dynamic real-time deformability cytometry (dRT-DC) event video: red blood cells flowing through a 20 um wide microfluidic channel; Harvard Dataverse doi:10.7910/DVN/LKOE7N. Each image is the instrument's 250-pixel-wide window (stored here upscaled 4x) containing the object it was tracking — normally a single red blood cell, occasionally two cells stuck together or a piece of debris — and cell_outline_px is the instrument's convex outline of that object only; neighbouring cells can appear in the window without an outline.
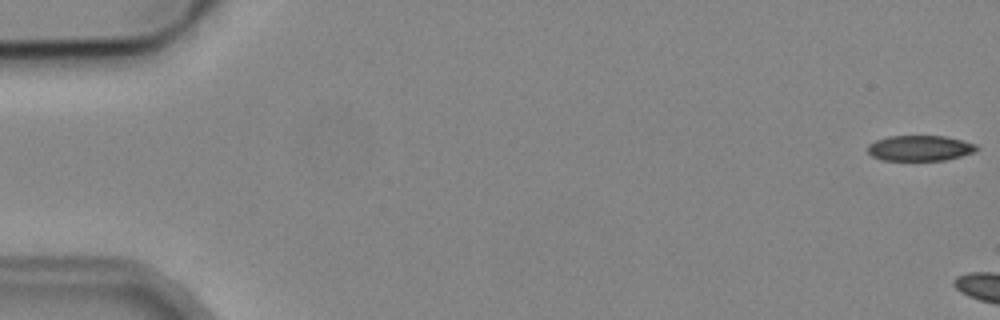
{"species": "common noctule bat (a hibernating species)", "species_latin": "Nyctalus noctula", "temperature_condition": "cold", "stored_images_in_passage": 9, "camera_frame_rate_fps": 3000, "um_per_image_px": 0.085, "animal": {"sex": "male", "body_mass_g": 19.2, "forearm_length_mm": 51.8}, "frame": {"image": 1, "passage_image": 1, "time_ms": 0.0, "image_size_px": [1000, 320], "cell_outline_px": [[980, 148], [972, 152], [960, 156], [944, 160], [880, 160], [872, 156], [868, 152], [868, 144], [876, 140], [888, 136], [944, 136], [976, 144]], "centroid_in_image_um": [78.16, 12.59], "position_along_channel_um": 6.8, "area_um2": 16.07}}
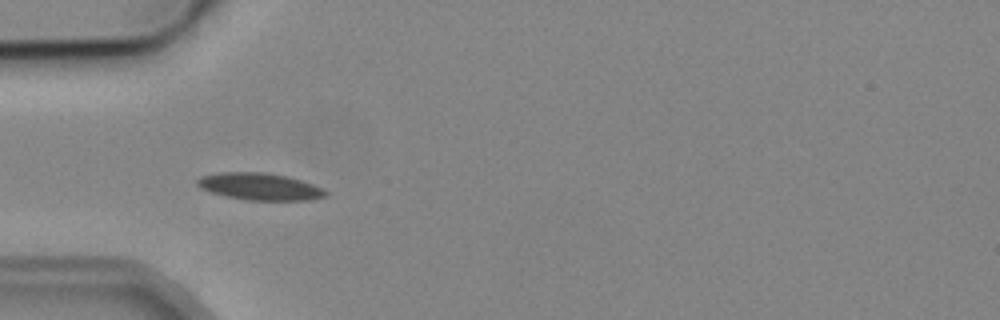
{"frame": {"image": 2, "passage_image": 7, "time_ms": 7.0, "image_size_px": [1000, 320], "cell_outline_px": [[328, 196], [308, 200], [244, 200], [224, 196], [200, 188], [196, 184], [196, 180], [200, 176], [220, 172], [268, 172], [288, 176], [312, 184], [328, 192]], "centroid_in_image_um": [22.05, 15.85], "position_along_channel_um": 62.9, "area_um2": 20.35}}
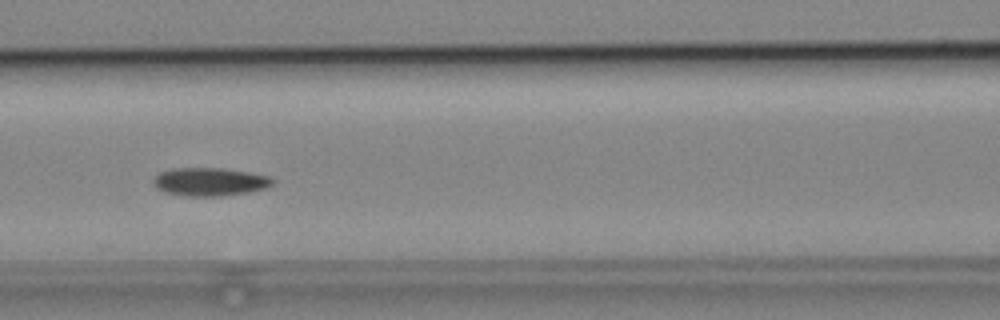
{"frame": {"image": 3, "passage_image": 9, "time_ms": 9.333, "image_size_px": [1000, 320], "cell_outline_px": [[276, 180], [272, 184], [264, 188], [248, 192], [220, 196], [184, 196], [168, 192], [156, 188], [152, 180], [160, 172], [172, 168], [224, 168], [248, 172], [268, 176]], "centroid_in_image_um": [17.82, 15.44], "position_along_channel_um": 148.8, "area_um2": 19.48}}